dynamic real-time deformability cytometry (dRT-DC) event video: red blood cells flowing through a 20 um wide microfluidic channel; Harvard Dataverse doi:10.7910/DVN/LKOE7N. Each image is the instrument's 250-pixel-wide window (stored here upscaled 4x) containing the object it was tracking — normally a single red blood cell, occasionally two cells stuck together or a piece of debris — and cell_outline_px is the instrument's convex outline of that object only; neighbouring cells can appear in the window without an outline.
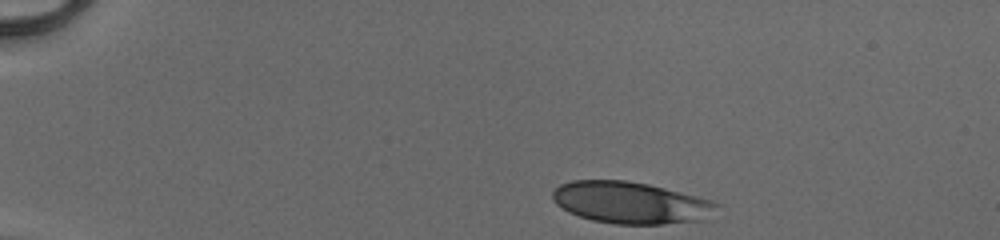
{"species": "human", "species_latin": "Homo sapiens", "temperature_condition": "cold", "stored_images_in_passage": 42, "camera_frame_rate_fps": 3000, "um_per_image_px": 0.085, "donor": {"sex": "male"}, "frame": {"image": 1, "passage_image": 1, "time_ms": 0.0, "image_size_px": [1000, 240], "cell_outline_px": [[720, 204], [708, 220], [660, 224], [616, 224], [592, 220], [568, 212], [556, 204], [552, 196], [552, 192], [560, 184], [572, 180], [628, 180], [648, 184], [712, 200]], "centroid_in_image_um": [53.62, 17.23], "position_along_channel_um": 31.4, "area_um2": 40.11}}
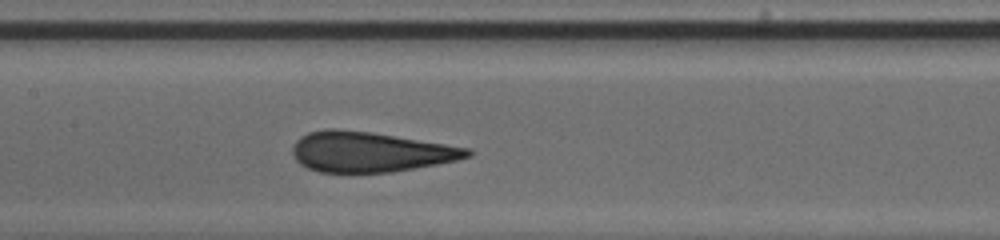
{"frame": {"image": 2, "passage_image": 18, "time_ms": 5.667, "image_size_px": [1000, 240], "cell_outline_px": [[472, 156], [456, 160], [436, 164], [392, 172], [320, 172], [308, 168], [300, 164], [296, 160], [292, 152], [292, 148], [296, 140], [300, 136], [308, 132], [328, 128], [336, 128], [372, 132], [472, 148]], "centroid_in_image_um": [31.45, 12.9], "position_along_channel_um": 175.9, "area_um2": 41.04}}
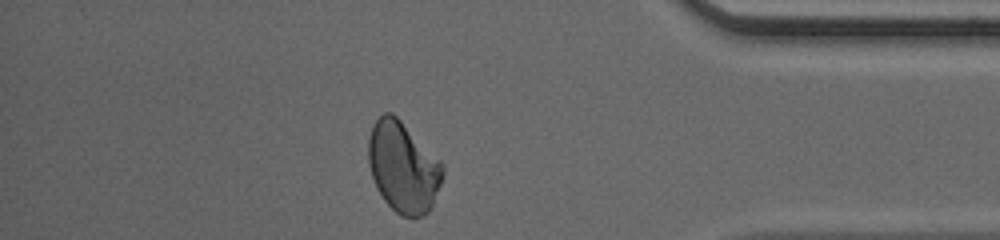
{"frame": {"image": 3, "passage_image": 36, "time_ms": 11.667, "image_size_px": [1000, 240], "cell_outline_px": [[444, 176], [432, 208], [424, 216], [412, 220], [400, 216], [384, 200], [372, 176], [368, 164], [368, 140], [372, 124], [384, 112], [392, 112], [444, 164]], "centroid_in_image_um": [34.29, 14.25], "position_along_channel_um": 400.9, "area_um2": 39.59}, "authors_computed_cell_mechanics": {"area_um2": 40.4311, "velocity_mm_per_s": 4.1218, "shape_relaxation_time_tau1_ms": 5.1073, "shape_relaxation_time_tau2_ms": 0.5595, "deformation_change_tau1": 0.1327, "deformation_change_tau2": 0.0321}}